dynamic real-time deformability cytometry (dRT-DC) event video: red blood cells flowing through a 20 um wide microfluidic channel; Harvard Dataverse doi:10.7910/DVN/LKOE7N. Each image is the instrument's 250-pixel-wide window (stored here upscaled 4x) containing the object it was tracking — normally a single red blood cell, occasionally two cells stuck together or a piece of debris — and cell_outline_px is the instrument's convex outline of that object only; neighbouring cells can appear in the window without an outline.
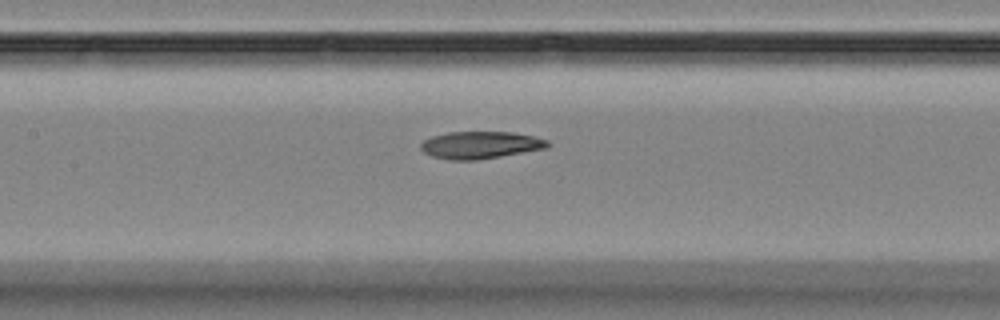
{"species": "Egyptian fruit bat (a non-hibernating species)", "species_latin": "Rousettus aegyptiacus", "temperature_condition": "room temperature", "stored_images_in_passage": 11, "segment_of_instrument_passage": [2, 2], "camera_frame_rate_fps": 3000, "um_per_image_px": 0.085, "animal": {"sex": "female"}, "frame": {"image": 1, "passage_image": 11, "time_ms": 11.667, "image_size_px": [1000, 320], "cell_outline_px": [[552, 144], [548, 148], [476, 160], [448, 160], [432, 156], [424, 152], [420, 148], [420, 144], [424, 140], [432, 136], [448, 132], [512, 132], [532, 136], [548, 140]], "centroid_in_image_um": [40.84, 12.32], "position_along_channel_um": 166.6, "area_um2": 20.17}}